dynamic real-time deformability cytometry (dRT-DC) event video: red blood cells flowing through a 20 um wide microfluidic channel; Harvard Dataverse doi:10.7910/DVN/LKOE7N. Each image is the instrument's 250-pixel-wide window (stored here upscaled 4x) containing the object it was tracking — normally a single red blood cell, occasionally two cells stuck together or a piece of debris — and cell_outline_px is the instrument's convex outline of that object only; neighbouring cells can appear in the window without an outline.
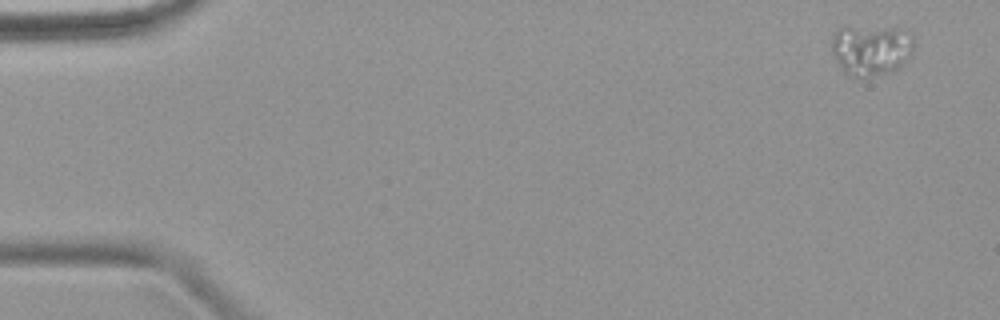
{"species": "common noctule bat (a hibernating species)", "species_latin": "Nyctalus noctula", "temperature_condition": "warm", "stored_images_in_passage": 5, "camera_frame_rate_fps": 3000, "um_per_image_px": 0.085, "animal": {"sex": "female", "body_mass_g": 18.4}, "frame": {"image": 1, "passage_image": 1, "time_ms": 0.0, "image_size_px": [1000, 320], "cell_outline_px": [[912, 56], [900, 68], [888, 72], [864, 76], [848, 76], [840, 68], [832, 52], [832, 36], [836, 28], [896, 24], [912, 32]], "centroid_in_image_um": [74.09, 4.16], "position_along_channel_um": 10.9, "area_um2": 25.26}}
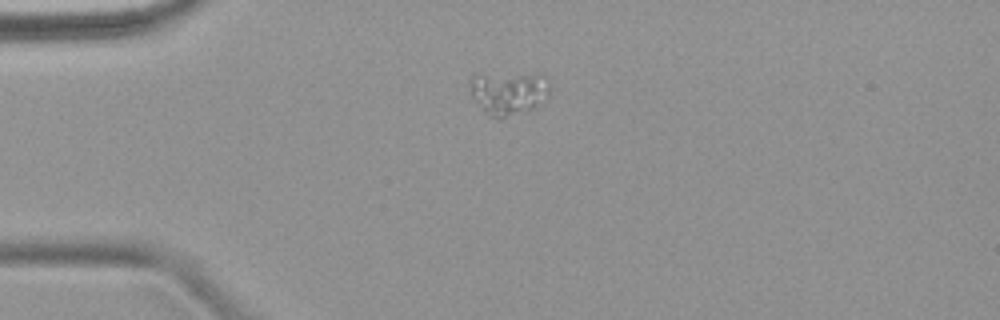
{"frame": {"image": 2, "passage_image": 4, "time_ms": 3.667, "image_size_px": [1000, 320], "cell_outline_px": [[548, 92], [532, 108], [500, 120], [484, 112], [472, 96], [472, 76], [476, 72], [540, 72], [548, 76]], "centroid_in_image_um": [43.21, 7.81], "position_along_channel_um": 41.8, "area_um2": 20.63}}